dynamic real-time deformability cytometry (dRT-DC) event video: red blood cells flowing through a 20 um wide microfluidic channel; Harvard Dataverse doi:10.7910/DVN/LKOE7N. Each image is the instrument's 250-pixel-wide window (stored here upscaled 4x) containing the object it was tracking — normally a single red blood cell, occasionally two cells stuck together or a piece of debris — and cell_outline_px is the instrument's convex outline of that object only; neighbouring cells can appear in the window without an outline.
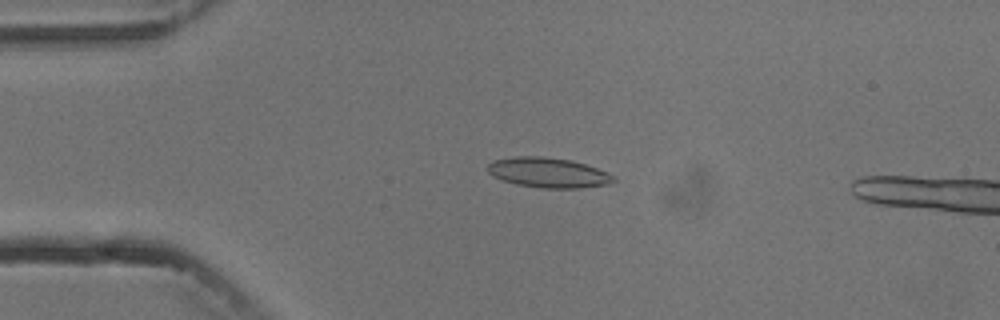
{"species": "common noctule bat (a hibernating species)", "species_latin": "Nyctalus noctula", "temperature_condition": "cold", "stored_images_in_passage": 5, "camera_frame_rate_fps": 3000, "um_per_image_px": 0.085, "animal": {"sex": "male", "body_mass_g": 13.3}, "frame": {"image": 1, "passage_image": 3, "time_ms": 2.333, "image_size_px": [1000, 320], "cell_outline_px": [[616, 180], [608, 184], [580, 188], [544, 188], [516, 184], [492, 176], [488, 172], [488, 164], [492, 160], [516, 156], [540, 156], [572, 160], [608, 172], [616, 176]], "centroid_in_image_um": [46.61, 14.67], "position_along_channel_um": 38.4, "area_um2": 22.02}}